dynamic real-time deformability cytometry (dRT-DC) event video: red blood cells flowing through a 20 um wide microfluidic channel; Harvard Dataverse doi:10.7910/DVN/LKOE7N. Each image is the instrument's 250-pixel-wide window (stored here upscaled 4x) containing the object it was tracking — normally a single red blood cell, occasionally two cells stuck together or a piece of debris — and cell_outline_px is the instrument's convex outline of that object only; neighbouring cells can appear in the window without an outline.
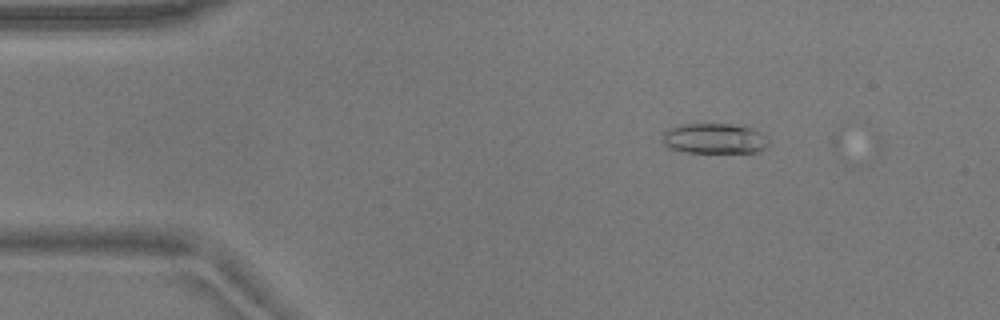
{"species": "common noctule bat (a hibernating species)", "species_latin": "Nyctalus noctula", "temperature_condition": "warm", "stored_images_in_passage": 2, "camera_frame_rate_fps": 3000, "um_per_image_px": 0.085, "animal": {"sex": "male", "body_mass_g": 17.9}, "frame": {"image": 1, "passage_image": 1, "time_ms": 0.0, "image_size_px": [1000, 320], "cell_outline_px": [[768, 144], [764, 148], [756, 152], [680, 152], [664, 144], [664, 132], [672, 128], [684, 124], [732, 124], [748, 128], [760, 132], [768, 140]], "centroid_in_image_um": [60.73, 11.78], "position_along_channel_um": 24.3, "area_um2": 18.32}}